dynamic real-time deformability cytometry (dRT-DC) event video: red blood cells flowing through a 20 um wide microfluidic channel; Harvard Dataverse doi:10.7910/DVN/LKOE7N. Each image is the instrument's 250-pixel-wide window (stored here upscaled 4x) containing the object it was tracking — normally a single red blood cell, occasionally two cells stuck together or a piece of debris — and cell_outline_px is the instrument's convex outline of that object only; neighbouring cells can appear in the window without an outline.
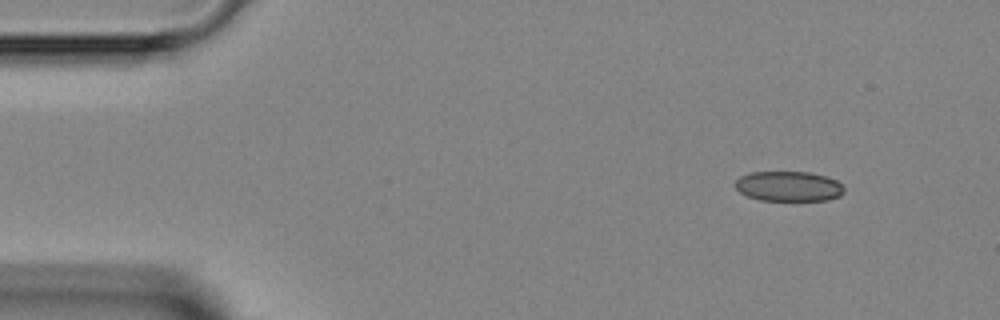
{"species": "Egyptian fruit bat (a non-hibernating species)", "species_latin": "Rousettus aegyptiacus", "temperature_condition": "room temperature", "stored_images_in_passage": 43, "camera_frame_rate_fps": 3000, "um_per_image_px": 0.085, "animal": {"sex": "female"}, "frame": {"image": 1, "passage_image": 1, "time_ms": 0.0, "image_size_px": [1000, 320], "cell_outline_px": [[844, 192], [840, 196], [828, 200], [760, 200], [748, 196], [740, 192], [732, 184], [740, 176], [752, 172], [808, 172], [824, 176], [836, 180], [844, 188]], "centroid_in_image_um": [67.01, 15.83], "position_along_channel_um": 18.0, "area_um2": 19.02}}
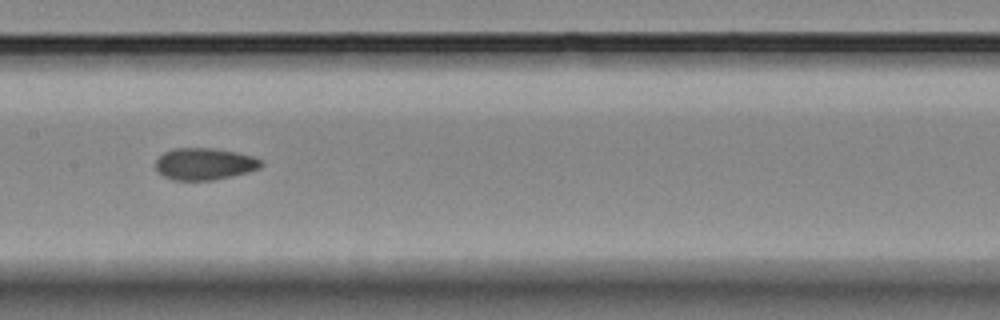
{"frame": {"image": 2, "passage_image": 19, "time_ms": 6.0, "image_size_px": [1000, 320], "cell_outline_px": [[264, 164], [260, 168], [248, 172], [232, 176], [212, 180], [172, 180], [156, 172], [156, 160], [164, 152], [172, 148], [212, 148], [236, 152], [252, 156], [264, 160]], "centroid_in_image_um": [17.39, 13.93], "position_along_channel_um": 190.0, "area_um2": 19.77}}
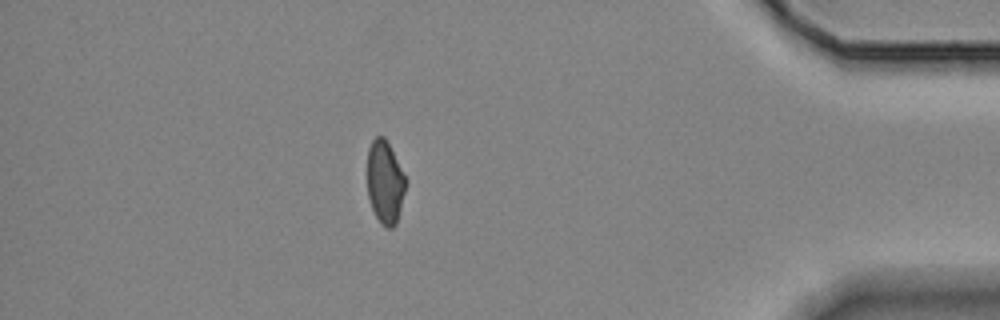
{"frame": {"image": 3, "passage_image": 37, "time_ms": 12.0, "image_size_px": [1000, 320], "cell_outline_px": [[408, 180], [396, 224], [392, 228], [384, 228], [376, 216], [372, 208], [368, 196], [368, 148], [372, 140], [376, 136], [384, 136]], "centroid_in_image_um": [32.74, 15.49], "position_along_channel_um": 402.5, "area_um2": 18.61}}